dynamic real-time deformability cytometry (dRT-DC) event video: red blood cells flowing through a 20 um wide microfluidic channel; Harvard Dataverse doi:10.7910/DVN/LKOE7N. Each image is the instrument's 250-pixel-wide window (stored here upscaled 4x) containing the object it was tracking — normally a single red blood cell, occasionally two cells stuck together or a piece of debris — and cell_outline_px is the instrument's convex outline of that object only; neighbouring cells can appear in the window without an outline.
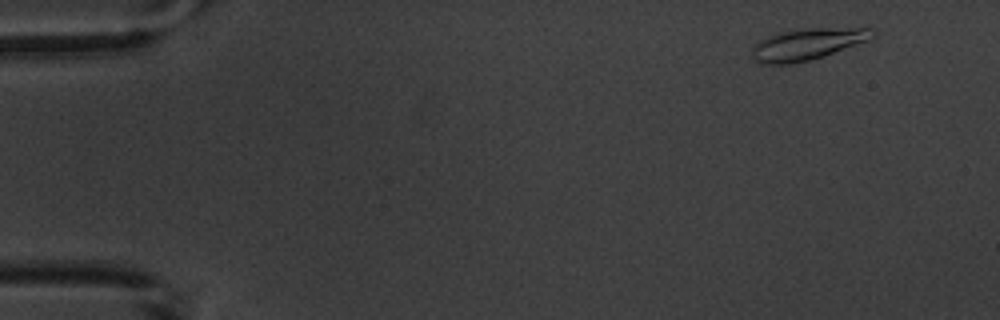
{"species": "common noctule bat (a hibernating species)", "species_latin": "Nyctalus noctula", "temperature_condition": "warm", "stored_images_in_passage": 7, "camera_frame_rate_fps": 3000, "um_per_image_px": 0.085, "animal": {"sex": "male", "body_mass_g": 20.1, "forearm_length_mm": 53.5}, "frame": {"image": 1, "passage_image": 1, "time_ms": 0.0, "image_size_px": [1000, 320], "cell_outline_px": [[876, 36], [868, 40], [808, 60], [788, 64], [760, 64], [752, 56], [752, 48], [760, 40], [768, 36], [780, 32], [816, 28], [872, 28], [876, 32]], "centroid_in_image_um": [68.61, 3.75], "position_along_channel_um": 16.4, "area_um2": 21.56}}
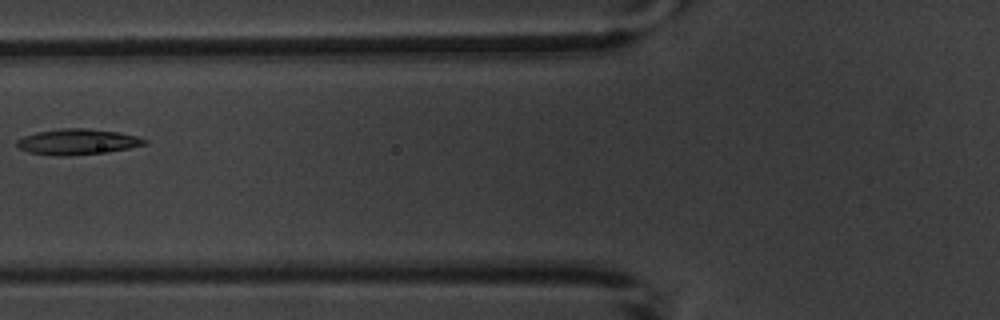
{"frame": {"image": 2, "passage_image": 6, "time_ms": 6.0, "image_size_px": [1000, 320], "cell_outline_px": [[148, 144], [108, 152], [68, 156], [60, 156], [28, 152], [20, 148], [16, 144], [16, 140], [24, 136], [36, 132], [60, 128], [88, 128], [116, 132], [136, 136], [148, 140]], "centroid_in_image_um": [6.58, 12.05], "position_along_channel_um": 119.2, "area_um2": 19.13}}
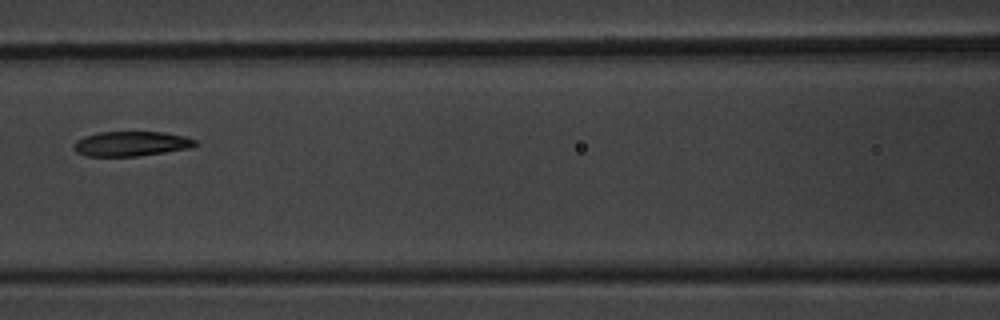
{"frame": {"image": 3, "passage_image": 7, "time_ms": 7.0, "image_size_px": [1000, 320], "cell_outline_px": [[200, 144], [188, 148], [164, 152], [136, 156], [84, 156], [76, 152], [72, 148], [72, 144], [76, 140], [84, 136], [100, 132], [160, 132], [184, 136], [196, 140]], "centroid_in_image_um": [11.1, 12.22], "position_along_channel_um": 155.5, "area_um2": 17.57}}